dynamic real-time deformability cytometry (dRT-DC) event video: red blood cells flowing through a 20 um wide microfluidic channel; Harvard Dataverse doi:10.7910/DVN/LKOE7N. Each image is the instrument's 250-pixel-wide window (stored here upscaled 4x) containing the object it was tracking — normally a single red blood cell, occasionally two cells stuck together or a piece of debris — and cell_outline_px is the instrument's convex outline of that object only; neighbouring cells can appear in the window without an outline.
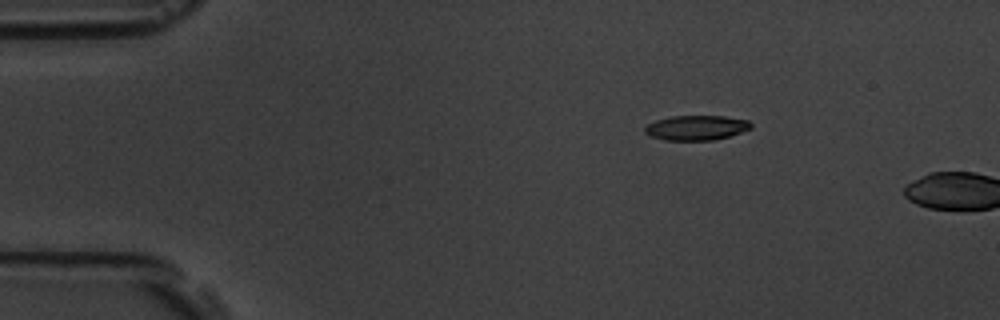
{"species": "common noctule bat (a hibernating species)", "species_latin": "Nyctalus noctula", "temperature_condition": "room temperature", "stored_images_in_passage": 2, "camera_frame_rate_fps": 3000, "um_per_image_px": 0.085, "animal": {"sex": "male", "body_mass_g": 19.5, "forearm_length_mm": 54.6}, "frame": {"image": 1, "passage_image": 1, "time_ms": 0.0, "image_size_px": [1000, 320], "cell_outline_px": [[752, 128], [728, 136], [712, 140], [664, 140], [652, 136], [644, 132], [644, 128], [648, 124], [656, 120], [672, 116], [724, 116], [748, 120], [752, 124]], "centroid_in_image_um": [59.18, 10.85], "position_along_channel_um": 25.8, "area_um2": 15.2}}